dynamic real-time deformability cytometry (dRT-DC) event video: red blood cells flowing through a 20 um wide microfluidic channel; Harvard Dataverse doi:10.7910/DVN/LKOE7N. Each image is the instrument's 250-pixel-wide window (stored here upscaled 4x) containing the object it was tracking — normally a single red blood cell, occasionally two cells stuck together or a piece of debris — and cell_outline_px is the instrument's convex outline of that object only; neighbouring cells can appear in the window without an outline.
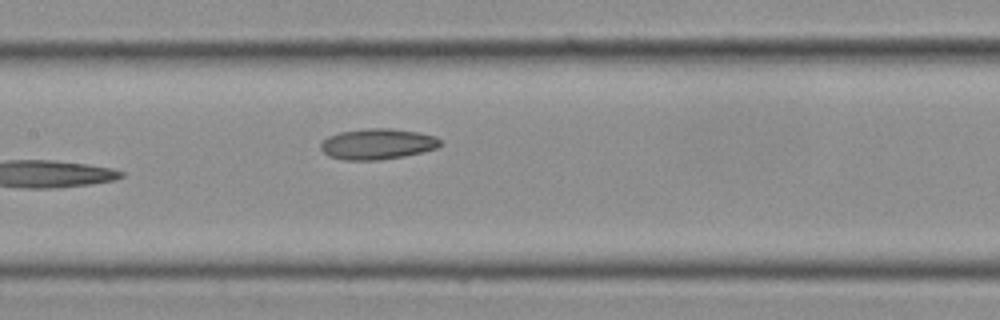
{"species": "Egyptian fruit bat (a non-hibernating species)", "species_latin": "Rousettus aegyptiacus", "temperature_condition": "cold", "stored_images_in_passage": 13, "camera_frame_rate_fps": 3000, "um_per_image_px": 0.085, "frame": {"image": 1, "passage_image": 13, "time_ms": 4.0, "image_size_px": [1000, 320], "cell_outline_px": [[440, 144], [436, 148], [404, 156], [380, 160], [344, 160], [328, 156], [320, 148], [320, 144], [328, 136], [340, 132], [368, 128], [388, 128], [420, 132], [436, 136], [440, 140]], "centroid_in_image_um": [32.06, 12.24], "position_along_channel_um": 175.3, "area_um2": 21.39}}